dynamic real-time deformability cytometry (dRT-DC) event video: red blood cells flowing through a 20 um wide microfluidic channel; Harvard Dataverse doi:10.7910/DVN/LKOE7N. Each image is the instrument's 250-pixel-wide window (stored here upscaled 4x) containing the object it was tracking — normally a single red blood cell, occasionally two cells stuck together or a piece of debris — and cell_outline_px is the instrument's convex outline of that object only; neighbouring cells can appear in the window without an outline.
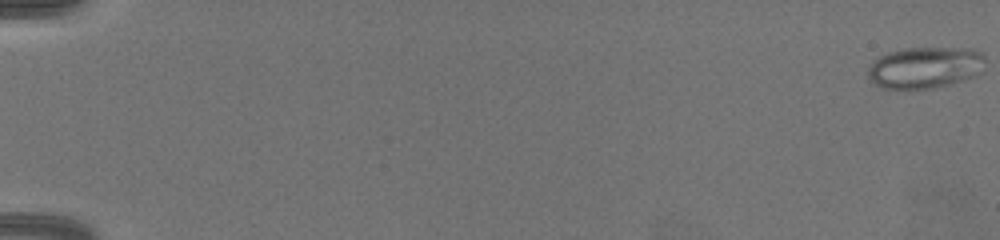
{"species": "common noctule bat (a hibernating species)", "species_latin": "Nyctalus noctula", "temperature_condition": "warm", "stored_images_in_passage": 29, "camera_frame_rate_fps": 3000, "um_per_image_px": 0.085, "animal": {"sex": "female", "body_mass_g": 19.5, "forearm_length_mm": 54.1}, "frame": {"image": 1, "passage_image": 1, "time_ms": 0.0, "image_size_px": [1000, 240], "cell_outline_px": [[984, 60], [980, 72], [976, 76], [964, 80], [936, 88], [884, 88], [876, 84], [868, 76], [868, 64], [880, 56], [888, 52], [904, 48], [972, 48], [980, 52], [984, 56]], "centroid_in_image_um": [78.63, 5.73], "position_along_channel_um": 6.4, "area_um2": 28.32}}